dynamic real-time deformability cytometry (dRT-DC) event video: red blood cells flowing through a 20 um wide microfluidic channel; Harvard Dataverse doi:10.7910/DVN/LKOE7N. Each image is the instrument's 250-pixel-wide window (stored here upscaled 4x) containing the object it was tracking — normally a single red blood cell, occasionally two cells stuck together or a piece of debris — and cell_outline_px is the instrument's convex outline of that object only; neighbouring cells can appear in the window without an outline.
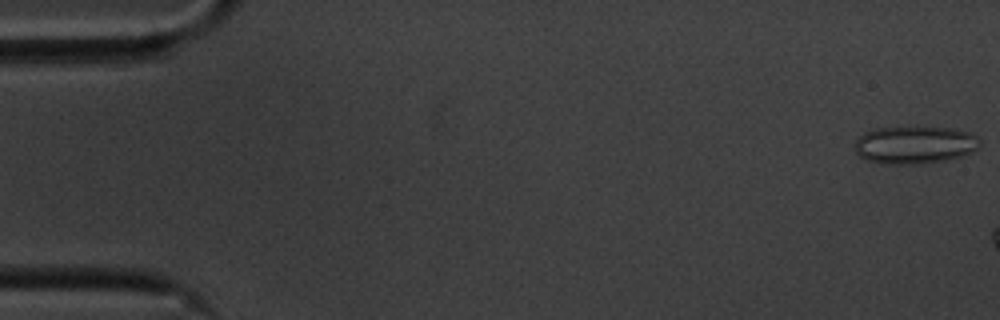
{"species": "common noctule bat (a hibernating species)", "species_latin": "Nyctalus noctula", "temperature_condition": "cold", "stored_images_in_passage": 7, "camera_frame_rate_fps": 3000, "um_per_image_px": 0.085, "animal": {"sex": "male", "body_mass_g": 20.1, "forearm_length_mm": 53.5}, "frame": {"image": 1, "passage_image": 1, "time_ms": 0.0, "image_size_px": [1000, 320], "cell_outline_px": [[980, 144], [976, 148], [960, 156], [944, 160], [920, 164], [888, 164], [868, 160], [860, 156], [856, 152], [856, 140], [864, 132], [872, 128], [916, 124], [952, 128], [972, 132], [980, 140]], "centroid_in_image_um": [77.74, 12.25], "position_along_channel_um": 7.3, "area_um2": 28.21}}